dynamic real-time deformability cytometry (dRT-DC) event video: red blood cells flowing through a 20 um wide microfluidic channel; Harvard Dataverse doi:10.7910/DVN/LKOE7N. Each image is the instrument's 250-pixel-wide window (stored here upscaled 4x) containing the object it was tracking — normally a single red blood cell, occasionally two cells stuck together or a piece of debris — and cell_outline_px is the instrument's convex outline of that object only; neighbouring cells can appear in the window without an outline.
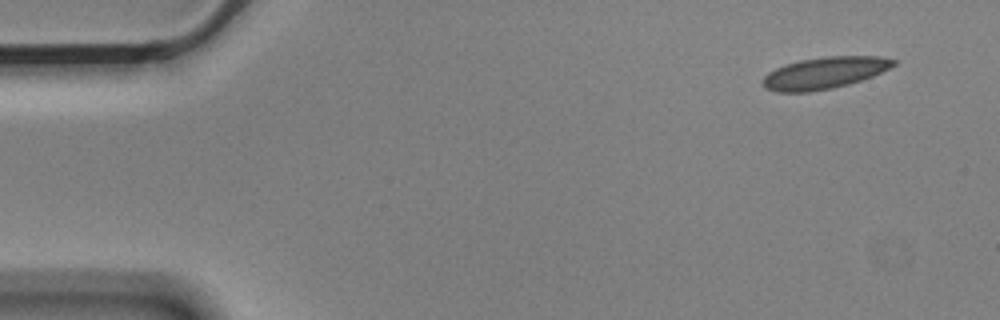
{"species": "Egyptian fruit bat (a non-hibernating species)", "species_latin": "Rousettus aegyptiacus", "temperature_condition": "cold", "stored_images_in_passage": 3, "camera_frame_rate_fps": 3000, "um_per_image_px": 0.085, "animal": {"sex": "male"}, "frame": {"image": 1, "passage_image": 1, "time_ms": 0.0, "image_size_px": [1000, 320], "cell_outline_px": [[896, 64], [872, 76], [848, 84], [832, 88], [808, 92], [776, 92], [764, 88], [760, 84], [760, 80], [768, 72], [784, 64], [800, 60], [824, 56], [880, 56], [896, 60]], "centroid_in_image_um": [70.0, 6.2], "position_along_channel_um": 15.0, "area_um2": 24.28}}